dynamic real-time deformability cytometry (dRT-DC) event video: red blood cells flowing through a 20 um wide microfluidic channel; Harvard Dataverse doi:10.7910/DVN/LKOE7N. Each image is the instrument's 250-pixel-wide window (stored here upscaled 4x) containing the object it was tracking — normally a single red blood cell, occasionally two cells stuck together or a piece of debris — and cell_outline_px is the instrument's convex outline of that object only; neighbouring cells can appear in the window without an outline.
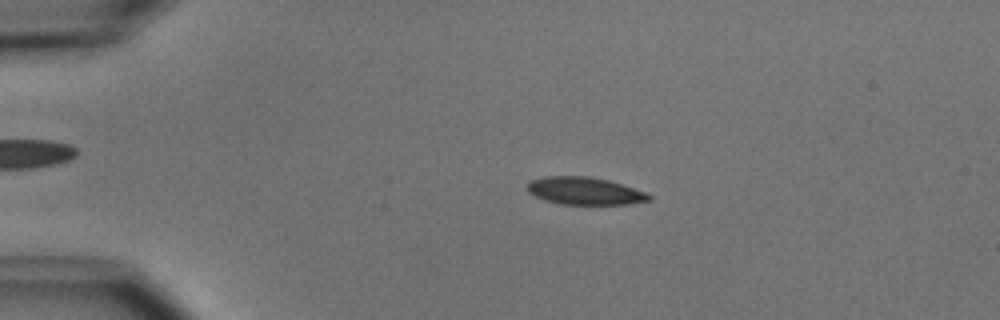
{"species": "common noctule bat (a hibernating species)", "species_latin": "Nyctalus noctula", "temperature_condition": "cold", "stored_images_in_passage": 54, "camera_frame_rate_fps": 3000, "um_per_image_px": 0.085, "animal": {"sex": "male", "body_mass_g": 15.6}, "frame": {"image": 1, "passage_image": 12, "time_ms": 3.667, "image_size_px": [1000, 320], "cell_outline_px": [[652, 200], [628, 204], [560, 204], [536, 196], [528, 192], [528, 180], [544, 176], [588, 176], [608, 180], [648, 192], [652, 196]], "centroid_in_image_um": [49.73, 16.22], "position_along_channel_um": 35.3, "area_um2": 19.54}}
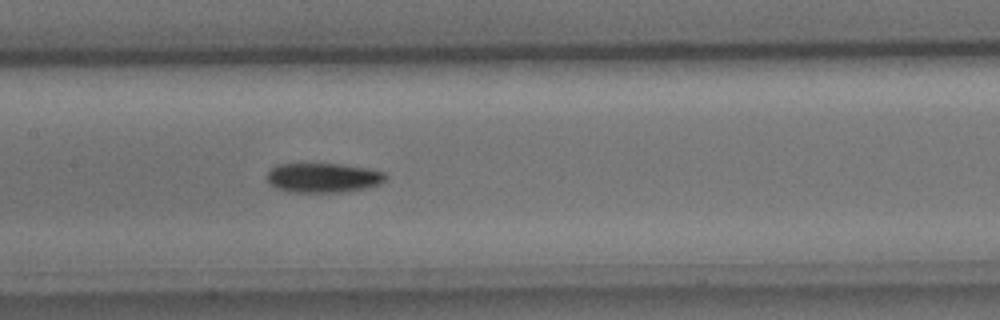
{"frame": {"image": 2, "passage_image": 27, "time_ms": 8.667, "image_size_px": [1000, 320], "cell_outline_px": [[388, 176], [380, 184], [364, 188], [340, 192], [292, 192], [276, 188], [268, 180], [268, 172], [276, 164], [340, 164], [368, 168], [384, 172]], "centroid_in_image_um": [27.49, 15.1], "position_along_channel_um": 179.9, "area_um2": 20.23}}
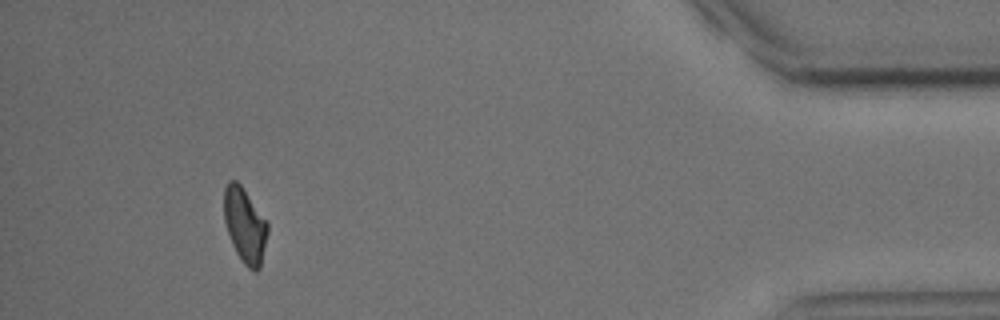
{"frame": {"image": 3, "passage_image": 50, "time_ms": 16.333, "image_size_px": [1000, 320], "cell_outline_px": [[268, 232], [260, 268], [256, 272], [252, 272], [244, 264], [236, 252], [232, 244], [224, 220], [224, 188], [228, 180], [236, 180], [240, 184], [268, 220]], "centroid_in_image_um": [20.83, 19.14], "position_along_channel_um": 414.4, "area_um2": 19.25}, "authors_computed_cell_mechanics": {"area_um2": 19.6809, "velocity_mm_per_s": 3.7949, "shape_relaxation_time_tau1_ms": 2.8413, "shape_relaxation_time_tau2_ms": 7.4882, "deformation_change_tau1": 0.1269, "deformation_change_tau2": 0.1385}}